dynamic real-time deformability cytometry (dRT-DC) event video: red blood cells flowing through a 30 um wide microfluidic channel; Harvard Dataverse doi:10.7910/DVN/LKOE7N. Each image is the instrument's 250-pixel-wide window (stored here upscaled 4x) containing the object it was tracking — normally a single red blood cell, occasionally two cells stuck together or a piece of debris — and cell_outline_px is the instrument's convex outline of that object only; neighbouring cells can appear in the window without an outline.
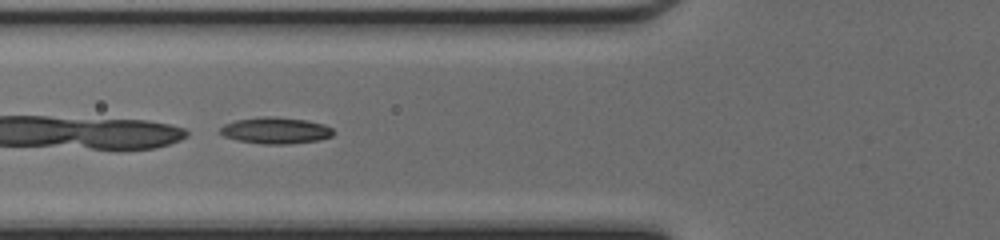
{"species": "common noctule bat (a hibernating species)", "species_latin": "Nyctalus noctula", "temperature_condition": "cold", "stored_images_in_passage": 47, "camera_frame_rate_fps": 3000, "um_per_image_px": 0.085, "animal": {"sex": "female", "body_mass_g": 17.0, "forearm_length_mm": 48.0}, "frame": {"image": 1, "passage_image": 19, "time_ms": 6.0, "image_size_px": [1000, 240], "cell_outline_px": [[332, 136], [320, 140], [288, 144], [260, 144], [240, 140], [224, 136], [220, 132], [220, 128], [224, 124], [236, 120], [260, 116], [276, 116], [308, 120], [324, 124], [332, 128]], "centroid_in_image_um": [23.44, 11.08], "position_along_channel_um": 102.4, "area_um2": 17.51}}
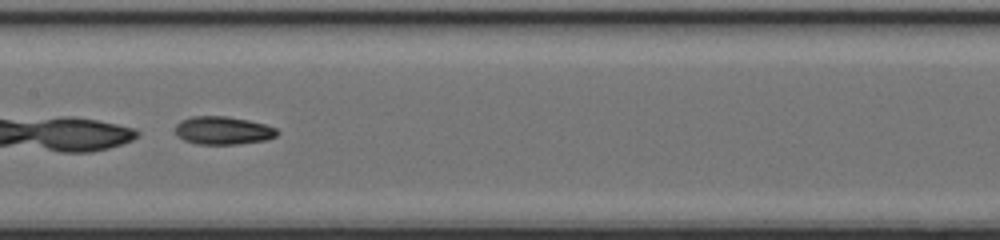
{"frame": {"image": 2, "passage_image": 25, "time_ms": 8.0, "image_size_px": [1000, 240], "cell_outline_px": [[280, 132], [276, 136], [268, 140], [236, 144], [200, 144], [184, 140], [176, 136], [176, 124], [180, 120], [192, 116], [224, 116], [248, 120], [264, 124], [276, 128]], "centroid_in_image_um": [18.96, 11.09], "position_along_channel_um": 188.4, "area_um2": 16.7}}
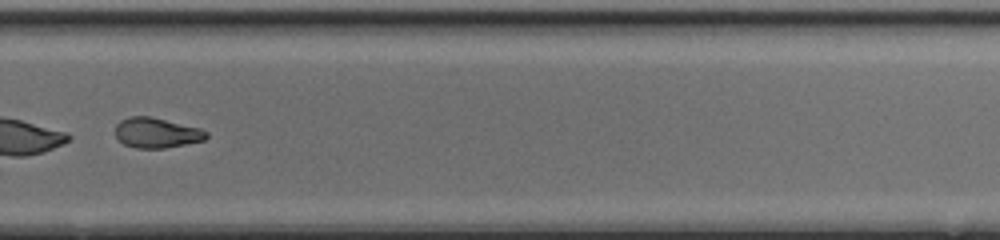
{"frame": {"image": 3, "passage_image": 34, "time_ms": 11.0, "image_size_px": [1000, 240], "cell_outline_px": [[208, 136], [204, 140], [164, 148], [136, 148], [124, 144], [116, 136], [116, 124], [120, 120], [128, 116], [152, 116], [200, 128], [208, 132]], "centroid_in_image_um": [13.3, 11.27], "position_along_channel_um": 316.5, "area_um2": 16.01}}